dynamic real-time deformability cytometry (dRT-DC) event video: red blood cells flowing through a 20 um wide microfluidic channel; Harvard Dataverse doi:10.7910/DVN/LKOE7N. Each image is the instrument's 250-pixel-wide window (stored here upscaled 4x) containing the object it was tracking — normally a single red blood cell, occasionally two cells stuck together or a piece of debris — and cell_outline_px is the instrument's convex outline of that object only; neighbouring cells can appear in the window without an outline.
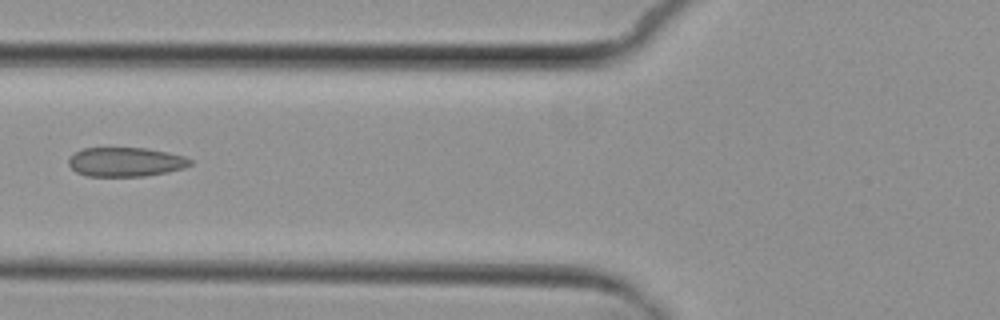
{"species": "common noctule bat (a hibernating species)", "species_latin": "Nyctalus noctula", "temperature_condition": "cold", "stored_images_in_passage": 6, "camera_frame_rate_fps": 3000, "um_per_image_px": 0.085, "animal": {"sex": "female", "body_mass_g": 29.2, "forearm_length_mm": 56.3}, "frame": {"image": 1, "passage_image": 6, "time_ms": 6.667, "image_size_px": [1000, 320], "cell_outline_px": [[192, 164], [184, 168], [168, 172], [144, 176], [88, 176], [76, 172], [68, 164], [68, 160], [76, 152], [84, 148], [144, 148], [168, 152], [184, 156], [192, 160]], "centroid_in_image_um": [10.7, 13.77], "position_along_channel_um": 115.1, "area_um2": 20.63}}